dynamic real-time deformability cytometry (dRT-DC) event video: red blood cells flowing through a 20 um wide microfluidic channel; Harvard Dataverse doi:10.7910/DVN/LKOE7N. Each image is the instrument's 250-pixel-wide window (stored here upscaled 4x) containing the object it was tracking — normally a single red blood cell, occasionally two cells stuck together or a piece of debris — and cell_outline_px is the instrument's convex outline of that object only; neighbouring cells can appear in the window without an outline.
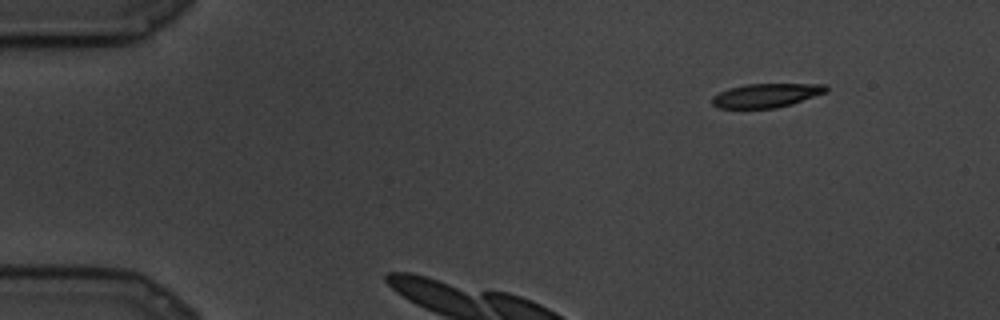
{"species": "common noctule bat (a hibernating species)", "species_latin": "Nyctalus noctula", "temperature_condition": "cold", "stored_images_in_passage": 9, "camera_frame_rate_fps": 3000, "um_per_image_px": 0.085, "animal": {"sex": "male", "body_mass_g": 19.5, "forearm_length_mm": 54.6}, "frame": {"image": 1, "passage_image": 1, "time_ms": 0.0, "image_size_px": [1000, 320], "cell_outline_px": [[828, 92], [792, 104], [776, 108], [716, 108], [712, 104], [712, 96], [728, 88], [744, 84], [824, 84], [828, 88]], "centroid_in_image_um": [65.12, 8.11], "position_along_channel_um": 19.9, "area_um2": 16.01}}